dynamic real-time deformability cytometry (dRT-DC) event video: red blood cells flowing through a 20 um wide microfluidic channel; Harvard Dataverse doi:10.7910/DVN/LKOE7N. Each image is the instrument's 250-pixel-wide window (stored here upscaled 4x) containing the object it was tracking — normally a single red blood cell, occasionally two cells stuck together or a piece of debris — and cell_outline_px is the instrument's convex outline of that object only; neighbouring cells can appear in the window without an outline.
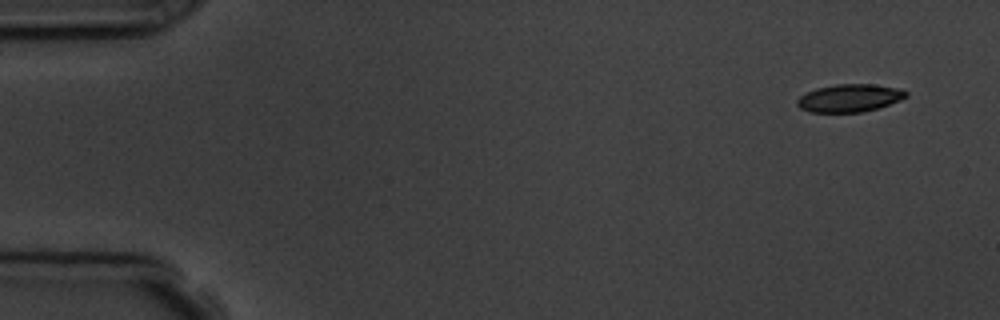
{"species": "common noctule bat (a hibernating species)", "species_latin": "Nyctalus noctula", "temperature_condition": "room temperature", "stored_images_in_passage": 10, "camera_frame_rate_fps": 3000, "um_per_image_px": 0.085, "animal": {"sex": "male", "body_mass_g": 19.5, "forearm_length_mm": 54.6}, "frame": {"image": 1, "passage_image": 1, "time_ms": 0.0, "image_size_px": [1000, 320], "cell_outline_px": [[908, 96], [900, 100], [876, 108], [860, 112], [808, 112], [800, 108], [796, 104], [796, 100], [800, 96], [816, 88], [836, 84], [872, 84], [900, 88], [908, 92]], "centroid_in_image_um": [72.2, 8.33], "position_along_channel_um": 12.8, "area_um2": 17.57}}
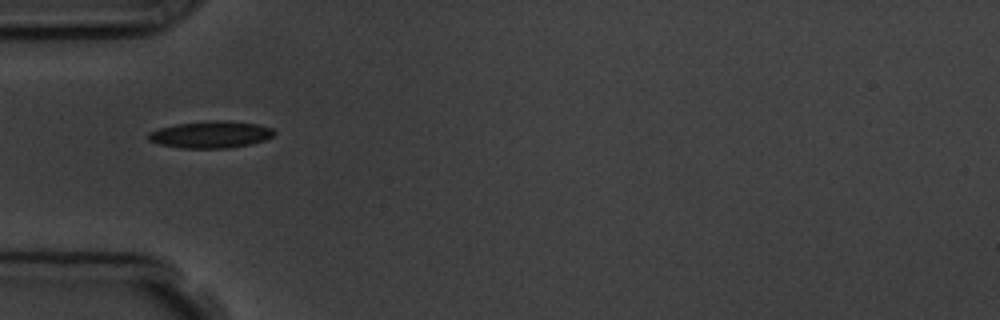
{"frame": {"image": 2, "passage_image": 5, "time_ms": 4.667, "image_size_px": [1000, 320], "cell_outline_px": [[276, 132], [272, 136], [264, 140], [252, 144], [228, 148], [180, 148], [160, 144], [148, 140], [148, 132], [160, 128], [176, 124], [208, 120], [228, 120], [256, 124], [272, 128]], "centroid_in_image_um": [17.91, 11.43], "position_along_channel_um": 67.1, "area_um2": 19.83}}
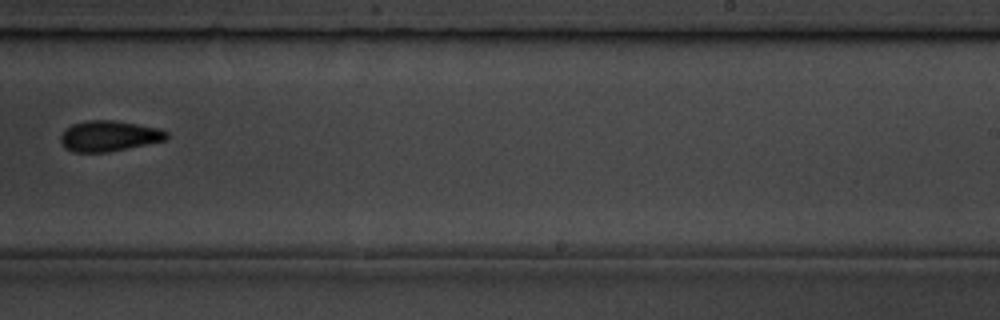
{"frame": {"image": 3, "passage_image": 10, "time_ms": 10.333, "image_size_px": [1000, 320], "cell_outline_px": [[168, 140], [108, 152], [72, 152], [64, 148], [60, 140], [60, 136], [64, 128], [72, 124], [84, 120], [112, 120], [160, 128], [168, 132]], "centroid_in_image_um": [9.24, 11.56], "position_along_channel_um": 279.8, "area_um2": 19.19}}